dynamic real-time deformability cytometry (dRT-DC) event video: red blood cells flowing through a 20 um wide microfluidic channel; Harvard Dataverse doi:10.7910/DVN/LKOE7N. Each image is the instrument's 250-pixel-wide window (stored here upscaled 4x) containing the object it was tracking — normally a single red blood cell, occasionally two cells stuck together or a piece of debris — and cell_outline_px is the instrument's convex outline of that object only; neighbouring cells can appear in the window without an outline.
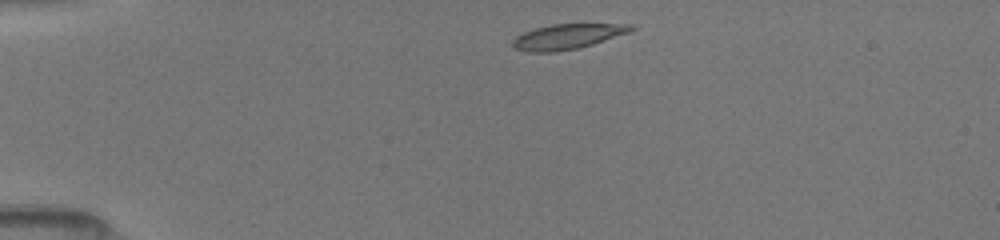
{"species": "common noctule bat (a hibernating species)", "species_latin": "Nyctalus noctula", "temperature_condition": "room temperature", "stored_images_in_passage": 26, "camera_frame_rate_fps": 3000, "um_per_image_px": 0.085, "animal": {"sex": "female", "body_mass_g": 19.5, "forearm_length_mm": 54.1}, "frame": {"image": 1, "passage_image": 1, "time_ms": 0.0, "image_size_px": [1000, 240], "cell_outline_px": [[636, 28], [628, 32], [592, 44], [576, 48], [552, 52], [528, 52], [516, 48], [512, 44], [512, 40], [516, 36], [524, 32], [536, 28], [552, 24], [636, 24]], "centroid_in_image_um": [48.22, 3.09], "position_along_channel_um": 36.8, "area_um2": 17.05}}
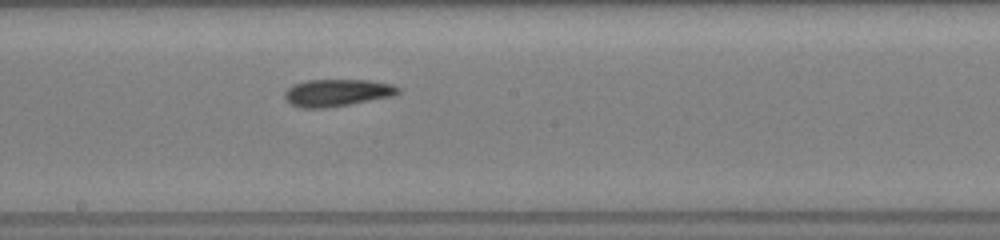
{"frame": {"image": 2, "passage_image": 12, "time_ms": 5.667, "image_size_px": [1000, 240], "cell_outline_px": [[400, 92], [396, 96], [324, 108], [304, 108], [292, 104], [284, 100], [284, 92], [292, 84], [308, 80], [368, 80], [392, 84], [400, 88]], "centroid_in_image_um": [28.66, 7.87], "position_along_channel_um": 219.5, "area_um2": 18.03}}
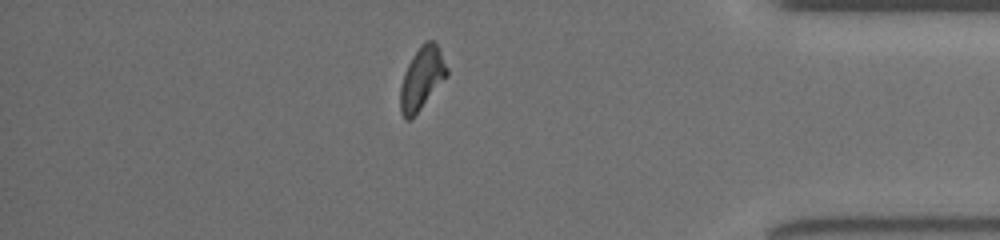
{"frame": {"image": 3, "passage_image": 22, "time_ms": 10.667, "image_size_px": [1000, 240], "cell_outline_px": [[448, 76], [420, 108], [408, 120], [404, 120], [400, 112], [400, 88], [404, 72], [412, 56], [424, 40], [432, 40], [436, 44], [448, 68]], "centroid_in_image_um": [35.84, 6.64], "position_along_channel_um": 399.4, "area_um2": 16.76}}